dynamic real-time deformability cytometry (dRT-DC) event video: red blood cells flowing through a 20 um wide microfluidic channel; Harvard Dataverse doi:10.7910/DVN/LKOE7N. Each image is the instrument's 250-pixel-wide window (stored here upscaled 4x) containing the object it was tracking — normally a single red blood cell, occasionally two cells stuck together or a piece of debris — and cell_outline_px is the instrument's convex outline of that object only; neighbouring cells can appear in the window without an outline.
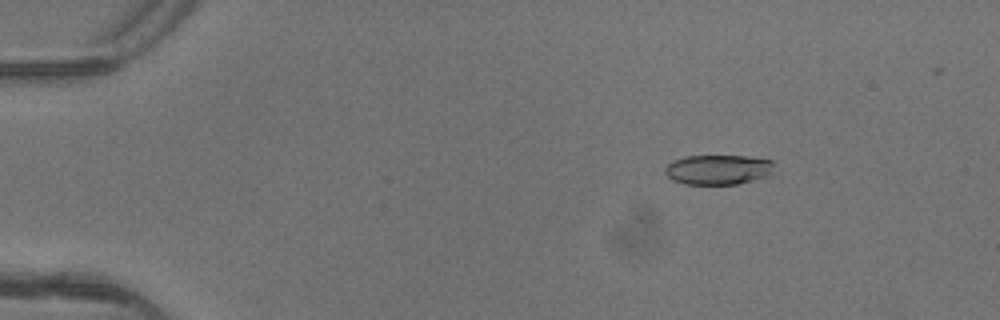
{"species": "common noctule bat (a hibernating species)", "species_latin": "Nyctalus noctula", "temperature_condition": "warm", "stored_images_in_passage": 5, "camera_frame_rate_fps": 3000, "um_per_image_px": 0.085, "animal": {"sex": "female"}, "frame": {"image": 1, "passage_image": 2, "time_ms": 0.333, "image_size_px": [1000, 320], "cell_outline_px": [[772, 172], [768, 176], [736, 184], [684, 184], [672, 180], [664, 172], [664, 168], [672, 160], [684, 156], [748, 156], [772, 160]], "centroid_in_image_um": [61.0, 14.41], "position_along_channel_um": 24.0, "area_um2": 19.02}}
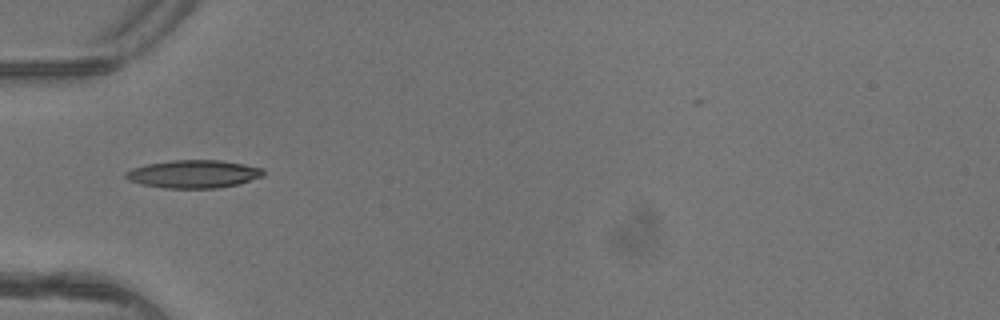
{"frame": {"image": 2, "passage_image": 5, "time_ms": 1.333, "image_size_px": [1000, 320], "cell_outline_px": [[264, 176], [236, 184], [216, 188], [164, 188], [140, 184], [128, 180], [124, 176], [124, 172], [132, 168], [148, 164], [172, 160], [220, 160], [244, 164], [264, 168]], "centroid_in_image_um": [16.43, 14.79], "position_along_channel_um": 68.6, "area_um2": 22.43}}